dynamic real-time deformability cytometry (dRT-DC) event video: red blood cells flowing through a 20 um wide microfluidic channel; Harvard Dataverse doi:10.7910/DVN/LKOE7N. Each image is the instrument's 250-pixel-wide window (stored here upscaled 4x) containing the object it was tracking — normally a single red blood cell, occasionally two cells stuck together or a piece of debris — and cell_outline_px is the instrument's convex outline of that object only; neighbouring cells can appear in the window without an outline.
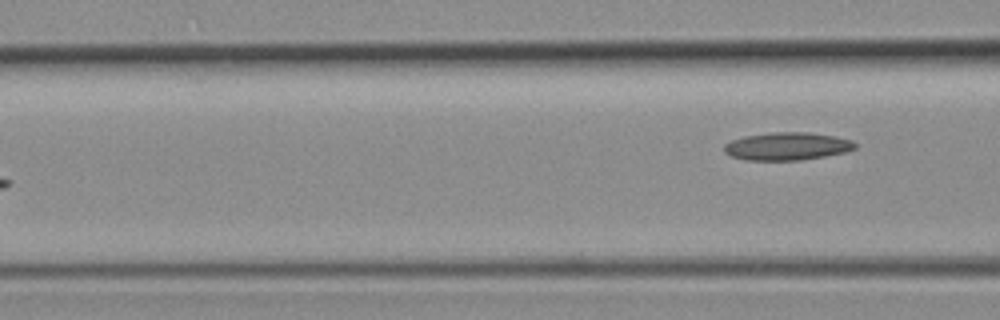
{"species": "common noctule bat (a hibernating species)", "species_latin": "Nyctalus noctula", "temperature_condition": "room temperature", "stored_images_in_passage": 5, "camera_frame_rate_fps": 3000, "um_per_image_px": 0.085, "animal": {"sex": "female", "body_mass_g": 19.3, "forearm_length_mm": 54.1}, "frame": {"image": 1, "passage_image": 5, "time_ms": 5.667, "image_size_px": [1000, 320], "cell_outline_px": [[856, 148], [844, 152], [824, 156], [800, 160], [744, 160], [732, 156], [724, 152], [724, 144], [732, 140], [744, 136], [772, 132], [808, 132], [836, 136], [852, 140], [856, 144]], "centroid_in_image_um": [66.9, 12.42], "position_along_channel_um": 99.7, "area_um2": 21.21}}